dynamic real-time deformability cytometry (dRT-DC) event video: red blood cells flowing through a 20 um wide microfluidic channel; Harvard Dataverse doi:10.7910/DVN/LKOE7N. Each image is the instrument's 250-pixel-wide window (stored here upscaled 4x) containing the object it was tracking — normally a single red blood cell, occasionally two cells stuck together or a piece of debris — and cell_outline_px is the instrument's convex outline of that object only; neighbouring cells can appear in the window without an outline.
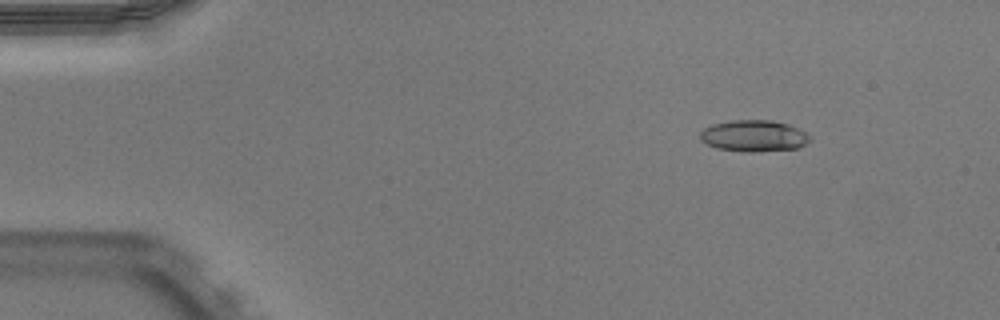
{"species": "Egyptian fruit bat (a non-hibernating species)", "species_latin": "Rousettus aegyptiacus", "temperature_condition": "warm", "stored_images_in_passage": 49, "camera_frame_rate_fps": 3000, "um_per_image_px": 0.085, "animal": {"sex": "male"}, "frame": {"image": 1, "passage_image": 4, "time_ms": 1.0, "image_size_px": [1000, 320], "cell_outline_px": [[808, 140], [804, 144], [796, 148], [752, 152], [744, 152], [716, 148], [700, 140], [700, 132], [704, 128], [712, 124], [732, 120], [772, 120], [788, 124], [804, 132], [808, 136]], "centroid_in_image_um": [64.01, 11.54], "position_along_channel_um": 21.0, "area_um2": 19.88}}
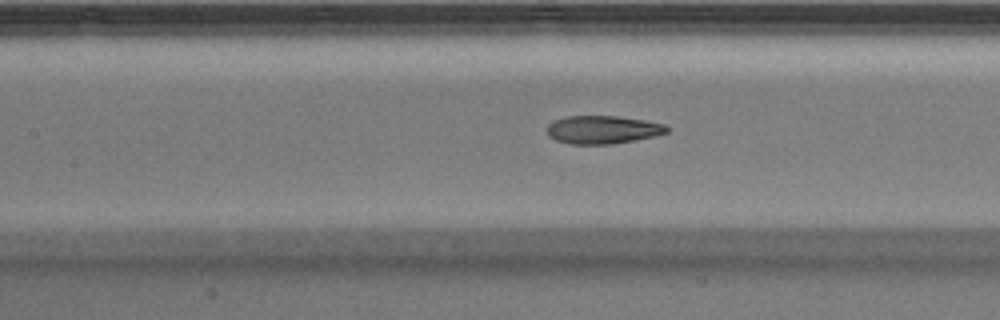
{"frame": {"image": 2, "passage_image": 21, "time_ms": 6.667, "image_size_px": [1000, 320], "cell_outline_px": [[668, 132], [652, 136], [612, 144], [572, 144], [556, 140], [548, 136], [548, 124], [552, 120], [564, 116], [616, 116], [644, 120], [664, 124], [668, 128]], "centroid_in_image_um": [51.18, 11.01], "position_along_channel_um": 156.2, "area_um2": 19.48}}
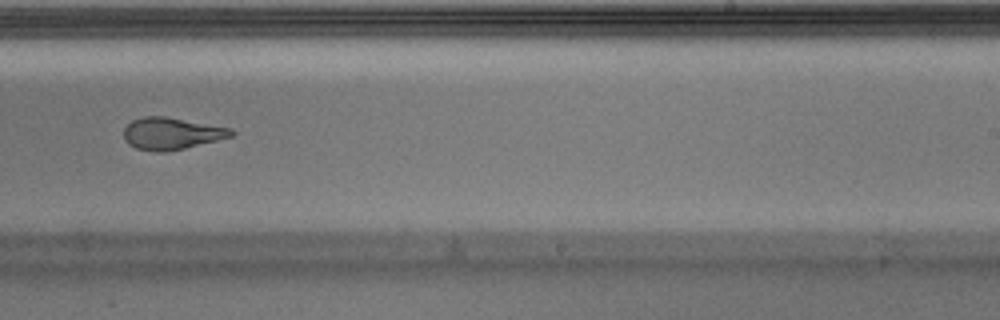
{"frame": {"image": 3, "passage_image": 30, "time_ms": 9.667, "image_size_px": [1000, 320], "cell_outline_px": [[236, 132], [232, 136], [184, 148], [164, 152], [156, 152], [136, 148], [128, 144], [124, 140], [124, 128], [132, 120], [144, 116], [164, 116], [232, 128]], "centroid_in_image_um": [14.56, 11.34], "position_along_channel_um": 274.4, "area_um2": 19.94}, "authors_computed_cell_mechanics": {"area_um2": 20.1722, "velocity_mm_per_s": 3.9499, "shape_relaxation_time_tau1_ms": null, "shape_relaxation_time_tau2_ms": 1.6962, "deformation_change_tau1": null, "deformation_change_tau2": 0.1023}}